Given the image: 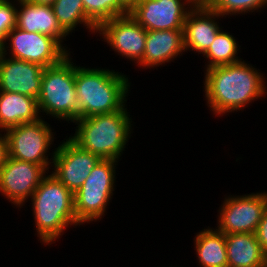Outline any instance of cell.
<instances>
[{
    "instance_id": "1",
    "label": "cell",
    "mask_w": 267,
    "mask_h": 267,
    "mask_svg": "<svg viewBox=\"0 0 267 267\" xmlns=\"http://www.w3.org/2000/svg\"><path fill=\"white\" fill-rule=\"evenodd\" d=\"M260 70L243 61L206 69L205 100L215 115H223L246 107L266 92Z\"/></svg>"
},
{
    "instance_id": "2",
    "label": "cell",
    "mask_w": 267,
    "mask_h": 267,
    "mask_svg": "<svg viewBox=\"0 0 267 267\" xmlns=\"http://www.w3.org/2000/svg\"><path fill=\"white\" fill-rule=\"evenodd\" d=\"M75 88L79 119L110 114L125 106L130 82L122 73L109 69L78 67L75 64Z\"/></svg>"
},
{
    "instance_id": "3",
    "label": "cell",
    "mask_w": 267,
    "mask_h": 267,
    "mask_svg": "<svg viewBox=\"0 0 267 267\" xmlns=\"http://www.w3.org/2000/svg\"><path fill=\"white\" fill-rule=\"evenodd\" d=\"M31 202L37 237L45 245L55 243L69 225L80 226L74 211V194L52 173L42 179Z\"/></svg>"
},
{
    "instance_id": "4",
    "label": "cell",
    "mask_w": 267,
    "mask_h": 267,
    "mask_svg": "<svg viewBox=\"0 0 267 267\" xmlns=\"http://www.w3.org/2000/svg\"><path fill=\"white\" fill-rule=\"evenodd\" d=\"M125 106L114 113L77 119L78 126L70 139L80 148L100 159L119 161L132 131L131 118Z\"/></svg>"
},
{
    "instance_id": "5",
    "label": "cell",
    "mask_w": 267,
    "mask_h": 267,
    "mask_svg": "<svg viewBox=\"0 0 267 267\" xmlns=\"http://www.w3.org/2000/svg\"><path fill=\"white\" fill-rule=\"evenodd\" d=\"M70 53L58 64L45 68L38 101L40 112L74 122L79 119V102L75 88V66ZM42 110V111H41Z\"/></svg>"
},
{
    "instance_id": "6",
    "label": "cell",
    "mask_w": 267,
    "mask_h": 267,
    "mask_svg": "<svg viewBox=\"0 0 267 267\" xmlns=\"http://www.w3.org/2000/svg\"><path fill=\"white\" fill-rule=\"evenodd\" d=\"M118 161L101 159L74 193V211L81 225L101 219L112 199Z\"/></svg>"
},
{
    "instance_id": "7",
    "label": "cell",
    "mask_w": 267,
    "mask_h": 267,
    "mask_svg": "<svg viewBox=\"0 0 267 267\" xmlns=\"http://www.w3.org/2000/svg\"><path fill=\"white\" fill-rule=\"evenodd\" d=\"M5 132L9 157L49 169V165L53 163L50 161H53L54 152L50 160L47 152L54 142V132L47 122L40 118L35 122L9 128Z\"/></svg>"
},
{
    "instance_id": "8",
    "label": "cell",
    "mask_w": 267,
    "mask_h": 267,
    "mask_svg": "<svg viewBox=\"0 0 267 267\" xmlns=\"http://www.w3.org/2000/svg\"><path fill=\"white\" fill-rule=\"evenodd\" d=\"M6 41L10 42L8 45L10 47L6 46ZM7 50L11 51L9 57L36 63L45 68L58 64L69 54L68 50L54 38L39 32H27L17 27L6 36L2 54H8Z\"/></svg>"
},
{
    "instance_id": "9",
    "label": "cell",
    "mask_w": 267,
    "mask_h": 267,
    "mask_svg": "<svg viewBox=\"0 0 267 267\" xmlns=\"http://www.w3.org/2000/svg\"><path fill=\"white\" fill-rule=\"evenodd\" d=\"M219 210V231L224 234L255 233L267 208V192L228 196Z\"/></svg>"
},
{
    "instance_id": "10",
    "label": "cell",
    "mask_w": 267,
    "mask_h": 267,
    "mask_svg": "<svg viewBox=\"0 0 267 267\" xmlns=\"http://www.w3.org/2000/svg\"><path fill=\"white\" fill-rule=\"evenodd\" d=\"M100 160L68 138L54 150L52 174L74 194Z\"/></svg>"
},
{
    "instance_id": "11",
    "label": "cell",
    "mask_w": 267,
    "mask_h": 267,
    "mask_svg": "<svg viewBox=\"0 0 267 267\" xmlns=\"http://www.w3.org/2000/svg\"><path fill=\"white\" fill-rule=\"evenodd\" d=\"M182 1L139 0L129 13L147 31L183 29L186 17L192 6H195L196 0Z\"/></svg>"
},
{
    "instance_id": "12",
    "label": "cell",
    "mask_w": 267,
    "mask_h": 267,
    "mask_svg": "<svg viewBox=\"0 0 267 267\" xmlns=\"http://www.w3.org/2000/svg\"><path fill=\"white\" fill-rule=\"evenodd\" d=\"M122 57L139 64L145 50L147 30L130 13L103 22L97 32Z\"/></svg>"
},
{
    "instance_id": "13",
    "label": "cell",
    "mask_w": 267,
    "mask_h": 267,
    "mask_svg": "<svg viewBox=\"0 0 267 267\" xmlns=\"http://www.w3.org/2000/svg\"><path fill=\"white\" fill-rule=\"evenodd\" d=\"M42 165L7 157L0 169V192L17 207L23 206L46 176Z\"/></svg>"
},
{
    "instance_id": "14",
    "label": "cell",
    "mask_w": 267,
    "mask_h": 267,
    "mask_svg": "<svg viewBox=\"0 0 267 267\" xmlns=\"http://www.w3.org/2000/svg\"><path fill=\"white\" fill-rule=\"evenodd\" d=\"M45 67L0 56V91L23 94L38 99L41 93L42 75Z\"/></svg>"
},
{
    "instance_id": "15",
    "label": "cell",
    "mask_w": 267,
    "mask_h": 267,
    "mask_svg": "<svg viewBox=\"0 0 267 267\" xmlns=\"http://www.w3.org/2000/svg\"><path fill=\"white\" fill-rule=\"evenodd\" d=\"M221 16L209 5L195 4L189 11L183 25L185 51L204 53L216 34L221 30L215 19Z\"/></svg>"
},
{
    "instance_id": "16",
    "label": "cell",
    "mask_w": 267,
    "mask_h": 267,
    "mask_svg": "<svg viewBox=\"0 0 267 267\" xmlns=\"http://www.w3.org/2000/svg\"><path fill=\"white\" fill-rule=\"evenodd\" d=\"M17 5L16 27L27 32H39L54 38L63 48L67 34L62 30L52 6L36 4L27 0H15ZM19 10V11H18Z\"/></svg>"
},
{
    "instance_id": "17",
    "label": "cell",
    "mask_w": 267,
    "mask_h": 267,
    "mask_svg": "<svg viewBox=\"0 0 267 267\" xmlns=\"http://www.w3.org/2000/svg\"><path fill=\"white\" fill-rule=\"evenodd\" d=\"M185 51L183 29L147 31L142 61L144 68L162 66Z\"/></svg>"
},
{
    "instance_id": "18",
    "label": "cell",
    "mask_w": 267,
    "mask_h": 267,
    "mask_svg": "<svg viewBox=\"0 0 267 267\" xmlns=\"http://www.w3.org/2000/svg\"><path fill=\"white\" fill-rule=\"evenodd\" d=\"M40 111L37 99L23 95L0 91V129H7L23 123L39 120Z\"/></svg>"
},
{
    "instance_id": "19",
    "label": "cell",
    "mask_w": 267,
    "mask_h": 267,
    "mask_svg": "<svg viewBox=\"0 0 267 267\" xmlns=\"http://www.w3.org/2000/svg\"><path fill=\"white\" fill-rule=\"evenodd\" d=\"M228 267H263V250L255 233L225 234Z\"/></svg>"
},
{
    "instance_id": "20",
    "label": "cell",
    "mask_w": 267,
    "mask_h": 267,
    "mask_svg": "<svg viewBox=\"0 0 267 267\" xmlns=\"http://www.w3.org/2000/svg\"><path fill=\"white\" fill-rule=\"evenodd\" d=\"M194 241L199 266L228 267L224 233L218 229H203L195 236Z\"/></svg>"
},
{
    "instance_id": "21",
    "label": "cell",
    "mask_w": 267,
    "mask_h": 267,
    "mask_svg": "<svg viewBox=\"0 0 267 267\" xmlns=\"http://www.w3.org/2000/svg\"><path fill=\"white\" fill-rule=\"evenodd\" d=\"M52 8L62 30L69 35L78 24H83L92 33L97 27L86 17L82 0H56Z\"/></svg>"
},
{
    "instance_id": "22",
    "label": "cell",
    "mask_w": 267,
    "mask_h": 267,
    "mask_svg": "<svg viewBox=\"0 0 267 267\" xmlns=\"http://www.w3.org/2000/svg\"><path fill=\"white\" fill-rule=\"evenodd\" d=\"M238 44L234 36L220 30L209 48L203 53L205 58L209 59L206 69L213 66L234 64L241 59L237 57L239 51Z\"/></svg>"
},
{
    "instance_id": "23",
    "label": "cell",
    "mask_w": 267,
    "mask_h": 267,
    "mask_svg": "<svg viewBox=\"0 0 267 267\" xmlns=\"http://www.w3.org/2000/svg\"><path fill=\"white\" fill-rule=\"evenodd\" d=\"M86 17L98 28L103 22L128 12L117 0H82Z\"/></svg>"
},
{
    "instance_id": "24",
    "label": "cell",
    "mask_w": 267,
    "mask_h": 267,
    "mask_svg": "<svg viewBox=\"0 0 267 267\" xmlns=\"http://www.w3.org/2000/svg\"><path fill=\"white\" fill-rule=\"evenodd\" d=\"M208 5L223 17L261 10L267 6V0H212Z\"/></svg>"
},
{
    "instance_id": "25",
    "label": "cell",
    "mask_w": 267,
    "mask_h": 267,
    "mask_svg": "<svg viewBox=\"0 0 267 267\" xmlns=\"http://www.w3.org/2000/svg\"><path fill=\"white\" fill-rule=\"evenodd\" d=\"M13 3V4H12ZM12 0H0V45L3 46L7 34L16 27L17 5Z\"/></svg>"
},
{
    "instance_id": "26",
    "label": "cell",
    "mask_w": 267,
    "mask_h": 267,
    "mask_svg": "<svg viewBox=\"0 0 267 267\" xmlns=\"http://www.w3.org/2000/svg\"><path fill=\"white\" fill-rule=\"evenodd\" d=\"M255 235L262 250L267 248V208L265 209L262 219L258 224Z\"/></svg>"
},
{
    "instance_id": "27",
    "label": "cell",
    "mask_w": 267,
    "mask_h": 267,
    "mask_svg": "<svg viewBox=\"0 0 267 267\" xmlns=\"http://www.w3.org/2000/svg\"><path fill=\"white\" fill-rule=\"evenodd\" d=\"M8 157V142L7 137L0 132V169L4 166L6 159Z\"/></svg>"
},
{
    "instance_id": "28",
    "label": "cell",
    "mask_w": 267,
    "mask_h": 267,
    "mask_svg": "<svg viewBox=\"0 0 267 267\" xmlns=\"http://www.w3.org/2000/svg\"><path fill=\"white\" fill-rule=\"evenodd\" d=\"M118 3L129 13L139 2V0H117Z\"/></svg>"
},
{
    "instance_id": "29",
    "label": "cell",
    "mask_w": 267,
    "mask_h": 267,
    "mask_svg": "<svg viewBox=\"0 0 267 267\" xmlns=\"http://www.w3.org/2000/svg\"><path fill=\"white\" fill-rule=\"evenodd\" d=\"M36 4L52 6L56 0H27Z\"/></svg>"
},
{
    "instance_id": "30",
    "label": "cell",
    "mask_w": 267,
    "mask_h": 267,
    "mask_svg": "<svg viewBox=\"0 0 267 267\" xmlns=\"http://www.w3.org/2000/svg\"><path fill=\"white\" fill-rule=\"evenodd\" d=\"M263 267H267V248L263 250Z\"/></svg>"
},
{
    "instance_id": "31",
    "label": "cell",
    "mask_w": 267,
    "mask_h": 267,
    "mask_svg": "<svg viewBox=\"0 0 267 267\" xmlns=\"http://www.w3.org/2000/svg\"><path fill=\"white\" fill-rule=\"evenodd\" d=\"M212 0H196V4L208 5Z\"/></svg>"
},
{
    "instance_id": "32",
    "label": "cell",
    "mask_w": 267,
    "mask_h": 267,
    "mask_svg": "<svg viewBox=\"0 0 267 267\" xmlns=\"http://www.w3.org/2000/svg\"><path fill=\"white\" fill-rule=\"evenodd\" d=\"M2 55V46L0 45V56Z\"/></svg>"
}]
</instances>
